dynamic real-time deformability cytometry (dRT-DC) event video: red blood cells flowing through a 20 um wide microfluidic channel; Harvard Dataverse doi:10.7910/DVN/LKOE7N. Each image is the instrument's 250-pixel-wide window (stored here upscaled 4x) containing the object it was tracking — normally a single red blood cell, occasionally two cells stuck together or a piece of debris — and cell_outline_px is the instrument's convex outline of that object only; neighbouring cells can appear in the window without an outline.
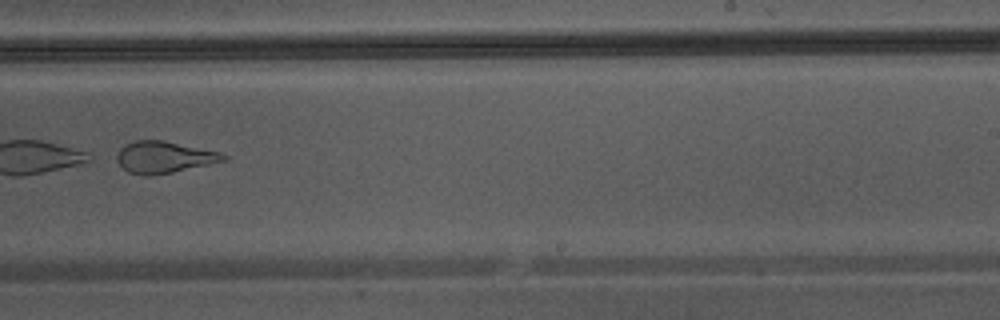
{"species": "Egyptian fruit bat (a non-hibernating species)", "species_latin": "Rousettus aegyptiacus", "temperature_condition": "warm", "stored_images_in_passage": 44, "camera_frame_rate_fps": 3000, "um_per_image_px": 0.085, "animal": {"sex": "male"}, "frame": {"image": 1, "passage_image": 32, "time_ms": 10.333, "image_size_px": [1000, 320], "cell_outline_px": [[228, 160], [172, 172], [152, 176], [144, 176], [128, 172], [116, 160], [116, 156], [120, 148], [124, 144], [136, 140], [164, 140], [220, 152], [228, 156]], "centroid_in_image_um": [13.94, 13.36], "position_along_channel_um": 275.1, "area_um2": 19.77}}